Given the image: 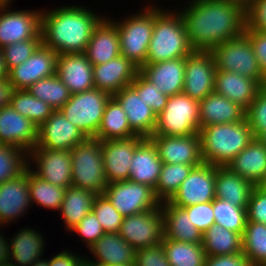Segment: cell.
<instances>
[{
    "mask_svg": "<svg viewBox=\"0 0 266 266\" xmlns=\"http://www.w3.org/2000/svg\"><path fill=\"white\" fill-rule=\"evenodd\" d=\"M181 11L194 51H212L244 33L246 11L225 0H191Z\"/></svg>",
    "mask_w": 266,
    "mask_h": 266,
    "instance_id": "obj_1",
    "label": "cell"
},
{
    "mask_svg": "<svg viewBox=\"0 0 266 266\" xmlns=\"http://www.w3.org/2000/svg\"><path fill=\"white\" fill-rule=\"evenodd\" d=\"M104 18L79 6L41 12L42 43L58 55L85 53L93 29Z\"/></svg>",
    "mask_w": 266,
    "mask_h": 266,
    "instance_id": "obj_2",
    "label": "cell"
},
{
    "mask_svg": "<svg viewBox=\"0 0 266 266\" xmlns=\"http://www.w3.org/2000/svg\"><path fill=\"white\" fill-rule=\"evenodd\" d=\"M199 136L203 163L214 166H227L255 138L246 118L202 127Z\"/></svg>",
    "mask_w": 266,
    "mask_h": 266,
    "instance_id": "obj_3",
    "label": "cell"
},
{
    "mask_svg": "<svg viewBox=\"0 0 266 266\" xmlns=\"http://www.w3.org/2000/svg\"><path fill=\"white\" fill-rule=\"evenodd\" d=\"M156 7H154V27L145 64L187 57L194 50L190 45L180 11L174 13Z\"/></svg>",
    "mask_w": 266,
    "mask_h": 266,
    "instance_id": "obj_4",
    "label": "cell"
},
{
    "mask_svg": "<svg viewBox=\"0 0 266 266\" xmlns=\"http://www.w3.org/2000/svg\"><path fill=\"white\" fill-rule=\"evenodd\" d=\"M72 187L101 195L108 185L103 165L101 141L87 138L71 149Z\"/></svg>",
    "mask_w": 266,
    "mask_h": 266,
    "instance_id": "obj_5",
    "label": "cell"
},
{
    "mask_svg": "<svg viewBox=\"0 0 266 266\" xmlns=\"http://www.w3.org/2000/svg\"><path fill=\"white\" fill-rule=\"evenodd\" d=\"M124 20V21H123ZM112 22L117 26L121 56L126 57L139 69L145 64L154 27V6Z\"/></svg>",
    "mask_w": 266,
    "mask_h": 266,
    "instance_id": "obj_6",
    "label": "cell"
},
{
    "mask_svg": "<svg viewBox=\"0 0 266 266\" xmlns=\"http://www.w3.org/2000/svg\"><path fill=\"white\" fill-rule=\"evenodd\" d=\"M111 97L108 92L93 88L71 94L70 99L59 110L86 138H95Z\"/></svg>",
    "mask_w": 266,
    "mask_h": 266,
    "instance_id": "obj_7",
    "label": "cell"
},
{
    "mask_svg": "<svg viewBox=\"0 0 266 266\" xmlns=\"http://www.w3.org/2000/svg\"><path fill=\"white\" fill-rule=\"evenodd\" d=\"M211 52L217 70L239 73L263 86L265 75L261 71L251 40L245 33L221 43Z\"/></svg>",
    "mask_w": 266,
    "mask_h": 266,
    "instance_id": "obj_8",
    "label": "cell"
},
{
    "mask_svg": "<svg viewBox=\"0 0 266 266\" xmlns=\"http://www.w3.org/2000/svg\"><path fill=\"white\" fill-rule=\"evenodd\" d=\"M199 130V102L182 92L169 96L164 110L157 115L153 135L188 136Z\"/></svg>",
    "mask_w": 266,
    "mask_h": 266,
    "instance_id": "obj_9",
    "label": "cell"
},
{
    "mask_svg": "<svg viewBox=\"0 0 266 266\" xmlns=\"http://www.w3.org/2000/svg\"><path fill=\"white\" fill-rule=\"evenodd\" d=\"M102 194L123 217L161 207L154 188L130 180L109 183Z\"/></svg>",
    "mask_w": 266,
    "mask_h": 266,
    "instance_id": "obj_10",
    "label": "cell"
},
{
    "mask_svg": "<svg viewBox=\"0 0 266 266\" xmlns=\"http://www.w3.org/2000/svg\"><path fill=\"white\" fill-rule=\"evenodd\" d=\"M118 234L135 250L159 245L163 238L162 208L124 217Z\"/></svg>",
    "mask_w": 266,
    "mask_h": 266,
    "instance_id": "obj_11",
    "label": "cell"
},
{
    "mask_svg": "<svg viewBox=\"0 0 266 266\" xmlns=\"http://www.w3.org/2000/svg\"><path fill=\"white\" fill-rule=\"evenodd\" d=\"M183 93L200 102L214 92L216 65L211 51H193L185 57Z\"/></svg>",
    "mask_w": 266,
    "mask_h": 266,
    "instance_id": "obj_12",
    "label": "cell"
},
{
    "mask_svg": "<svg viewBox=\"0 0 266 266\" xmlns=\"http://www.w3.org/2000/svg\"><path fill=\"white\" fill-rule=\"evenodd\" d=\"M216 166L202 163L192 169L169 200L178 207L208 203L215 199Z\"/></svg>",
    "mask_w": 266,
    "mask_h": 266,
    "instance_id": "obj_13",
    "label": "cell"
},
{
    "mask_svg": "<svg viewBox=\"0 0 266 266\" xmlns=\"http://www.w3.org/2000/svg\"><path fill=\"white\" fill-rule=\"evenodd\" d=\"M0 7V48L15 42L42 38L41 10L11 11Z\"/></svg>",
    "mask_w": 266,
    "mask_h": 266,
    "instance_id": "obj_14",
    "label": "cell"
},
{
    "mask_svg": "<svg viewBox=\"0 0 266 266\" xmlns=\"http://www.w3.org/2000/svg\"><path fill=\"white\" fill-rule=\"evenodd\" d=\"M58 54L43 43L32 56L8 71V80L14 90H24L40 79L56 74Z\"/></svg>",
    "mask_w": 266,
    "mask_h": 266,
    "instance_id": "obj_15",
    "label": "cell"
},
{
    "mask_svg": "<svg viewBox=\"0 0 266 266\" xmlns=\"http://www.w3.org/2000/svg\"><path fill=\"white\" fill-rule=\"evenodd\" d=\"M35 164L34 173L45 181L67 188L72 183L71 150H56L34 147L29 153Z\"/></svg>",
    "mask_w": 266,
    "mask_h": 266,
    "instance_id": "obj_16",
    "label": "cell"
},
{
    "mask_svg": "<svg viewBox=\"0 0 266 266\" xmlns=\"http://www.w3.org/2000/svg\"><path fill=\"white\" fill-rule=\"evenodd\" d=\"M144 139L134 136L101 141L104 172L107 183L129 180L130 166L137 145Z\"/></svg>",
    "mask_w": 266,
    "mask_h": 266,
    "instance_id": "obj_17",
    "label": "cell"
},
{
    "mask_svg": "<svg viewBox=\"0 0 266 266\" xmlns=\"http://www.w3.org/2000/svg\"><path fill=\"white\" fill-rule=\"evenodd\" d=\"M87 138L60 110H55L38 127V148L71 150Z\"/></svg>",
    "mask_w": 266,
    "mask_h": 266,
    "instance_id": "obj_18",
    "label": "cell"
},
{
    "mask_svg": "<svg viewBox=\"0 0 266 266\" xmlns=\"http://www.w3.org/2000/svg\"><path fill=\"white\" fill-rule=\"evenodd\" d=\"M38 143V127L10 104L0 108V144L13 145L28 153Z\"/></svg>",
    "mask_w": 266,
    "mask_h": 266,
    "instance_id": "obj_19",
    "label": "cell"
},
{
    "mask_svg": "<svg viewBox=\"0 0 266 266\" xmlns=\"http://www.w3.org/2000/svg\"><path fill=\"white\" fill-rule=\"evenodd\" d=\"M159 158L169 164H202L200 136H163L152 135Z\"/></svg>",
    "mask_w": 266,
    "mask_h": 266,
    "instance_id": "obj_20",
    "label": "cell"
},
{
    "mask_svg": "<svg viewBox=\"0 0 266 266\" xmlns=\"http://www.w3.org/2000/svg\"><path fill=\"white\" fill-rule=\"evenodd\" d=\"M126 113L131 129L139 136L150 138L156 127L157 116L142 97L131 87L112 95Z\"/></svg>",
    "mask_w": 266,
    "mask_h": 266,
    "instance_id": "obj_21",
    "label": "cell"
},
{
    "mask_svg": "<svg viewBox=\"0 0 266 266\" xmlns=\"http://www.w3.org/2000/svg\"><path fill=\"white\" fill-rule=\"evenodd\" d=\"M139 68L124 56L93 66L95 88L113 95L122 88L130 86Z\"/></svg>",
    "mask_w": 266,
    "mask_h": 266,
    "instance_id": "obj_22",
    "label": "cell"
},
{
    "mask_svg": "<svg viewBox=\"0 0 266 266\" xmlns=\"http://www.w3.org/2000/svg\"><path fill=\"white\" fill-rule=\"evenodd\" d=\"M56 75L67 86L71 94L95 88L93 65L84 53L58 55Z\"/></svg>",
    "mask_w": 266,
    "mask_h": 266,
    "instance_id": "obj_23",
    "label": "cell"
},
{
    "mask_svg": "<svg viewBox=\"0 0 266 266\" xmlns=\"http://www.w3.org/2000/svg\"><path fill=\"white\" fill-rule=\"evenodd\" d=\"M139 72L165 95L173 96L183 91L185 57L144 64Z\"/></svg>",
    "mask_w": 266,
    "mask_h": 266,
    "instance_id": "obj_24",
    "label": "cell"
},
{
    "mask_svg": "<svg viewBox=\"0 0 266 266\" xmlns=\"http://www.w3.org/2000/svg\"><path fill=\"white\" fill-rule=\"evenodd\" d=\"M93 66L106 63L121 55L117 26L103 18L93 29L84 53Z\"/></svg>",
    "mask_w": 266,
    "mask_h": 266,
    "instance_id": "obj_25",
    "label": "cell"
},
{
    "mask_svg": "<svg viewBox=\"0 0 266 266\" xmlns=\"http://www.w3.org/2000/svg\"><path fill=\"white\" fill-rule=\"evenodd\" d=\"M31 205L28 188V169L15 179L0 185V226L14 221ZM29 206V207H28Z\"/></svg>",
    "mask_w": 266,
    "mask_h": 266,
    "instance_id": "obj_26",
    "label": "cell"
},
{
    "mask_svg": "<svg viewBox=\"0 0 266 266\" xmlns=\"http://www.w3.org/2000/svg\"><path fill=\"white\" fill-rule=\"evenodd\" d=\"M226 167L254 185H264L266 182V146L258 138H254Z\"/></svg>",
    "mask_w": 266,
    "mask_h": 266,
    "instance_id": "obj_27",
    "label": "cell"
},
{
    "mask_svg": "<svg viewBox=\"0 0 266 266\" xmlns=\"http://www.w3.org/2000/svg\"><path fill=\"white\" fill-rule=\"evenodd\" d=\"M89 249L97 261L86 260L94 266L134 265L136 250L118 233L103 234Z\"/></svg>",
    "mask_w": 266,
    "mask_h": 266,
    "instance_id": "obj_28",
    "label": "cell"
},
{
    "mask_svg": "<svg viewBox=\"0 0 266 266\" xmlns=\"http://www.w3.org/2000/svg\"><path fill=\"white\" fill-rule=\"evenodd\" d=\"M162 164L153 141L150 138H144L134 151L129 180L155 188Z\"/></svg>",
    "mask_w": 266,
    "mask_h": 266,
    "instance_id": "obj_29",
    "label": "cell"
},
{
    "mask_svg": "<svg viewBox=\"0 0 266 266\" xmlns=\"http://www.w3.org/2000/svg\"><path fill=\"white\" fill-rule=\"evenodd\" d=\"M261 87L257 81L239 73L216 69L214 92L238 103L245 110L251 105Z\"/></svg>",
    "mask_w": 266,
    "mask_h": 266,
    "instance_id": "obj_30",
    "label": "cell"
},
{
    "mask_svg": "<svg viewBox=\"0 0 266 266\" xmlns=\"http://www.w3.org/2000/svg\"><path fill=\"white\" fill-rule=\"evenodd\" d=\"M246 110L215 92L199 102L200 128L211 124H227L241 122L245 119Z\"/></svg>",
    "mask_w": 266,
    "mask_h": 266,
    "instance_id": "obj_31",
    "label": "cell"
},
{
    "mask_svg": "<svg viewBox=\"0 0 266 266\" xmlns=\"http://www.w3.org/2000/svg\"><path fill=\"white\" fill-rule=\"evenodd\" d=\"M163 238L186 243H202V233L189 219L188 213L169 201L161 203Z\"/></svg>",
    "mask_w": 266,
    "mask_h": 266,
    "instance_id": "obj_32",
    "label": "cell"
},
{
    "mask_svg": "<svg viewBox=\"0 0 266 266\" xmlns=\"http://www.w3.org/2000/svg\"><path fill=\"white\" fill-rule=\"evenodd\" d=\"M254 187L251 181L232 172L228 167L216 166L215 198L247 208Z\"/></svg>",
    "mask_w": 266,
    "mask_h": 266,
    "instance_id": "obj_33",
    "label": "cell"
},
{
    "mask_svg": "<svg viewBox=\"0 0 266 266\" xmlns=\"http://www.w3.org/2000/svg\"><path fill=\"white\" fill-rule=\"evenodd\" d=\"M41 235L39 231L31 228L19 230L13 239L9 240L11 263L15 266H31L35 261L41 260L46 244Z\"/></svg>",
    "mask_w": 266,
    "mask_h": 266,
    "instance_id": "obj_34",
    "label": "cell"
},
{
    "mask_svg": "<svg viewBox=\"0 0 266 266\" xmlns=\"http://www.w3.org/2000/svg\"><path fill=\"white\" fill-rule=\"evenodd\" d=\"M96 193L76 187H67L59 212L66 228L72 230L89 212L92 211Z\"/></svg>",
    "mask_w": 266,
    "mask_h": 266,
    "instance_id": "obj_35",
    "label": "cell"
},
{
    "mask_svg": "<svg viewBox=\"0 0 266 266\" xmlns=\"http://www.w3.org/2000/svg\"><path fill=\"white\" fill-rule=\"evenodd\" d=\"M134 136L137 134L131 129L126 113L119 103L111 97L106 104L101 124L94 139L106 141Z\"/></svg>",
    "mask_w": 266,
    "mask_h": 266,
    "instance_id": "obj_36",
    "label": "cell"
},
{
    "mask_svg": "<svg viewBox=\"0 0 266 266\" xmlns=\"http://www.w3.org/2000/svg\"><path fill=\"white\" fill-rule=\"evenodd\" d=\"M206 256L232 255L242 252V235L213 224L202 234Z\"/></svg>",
    "mask_w": 266,
    "mask_h": 266,
    "instance_id": "obj_37",
    "label": "cell"
},
{
    "mask_svg": "<svg viewBox=\"0 0 266 266\" xmlns=\"http://www.w3.org/2000/svg\"><path fill=\"white\" fill-rule=\"evenodd\" d=\"M170 266H204L206 253L202 243H186L162 238Z\"/></svg>",
    "mask_w": 266,
    "mask_h": 266,
    "instance_id": "obj_38",
    "label": "cell"
},
{
    "mask_svg": "<svg viewBox=\"0 0 266 266\" xmlns=\"http://www.w3.org/2000/svg\"><path fill=\"white\" fill-rule=\"evenodd\" d=\"M30 166L28 167V188L31 205L32 202L33 204L36 202L41 207L60 210L66 188L55 186L38 177Z\"/></svg>",
    "mask_w": 266,
    "mask_h": 266,
    "instance_id": "obj_39",
    "label": "cell"
},
{
    "mask_svg": "<svg viewBox=\"0 0 266 266\" xmlns=\"http://www.w3.org/2000/svg\"><path fill=\"white\" fill-rule=\"evenodd\" d=\"M201 164L163 163L158 182L154 188L157 198L162 202L169 201L192 169Z\"/></svg>",
    "mask_w": 266,
    "mask_h": 266,
    "instance_id": "obj_40",
    "label": "cell"
},
{
    "mask_svg": "<svg viewBox=\"0 0 266 266\" xmlns=\"http://www.w3.org/2000/svg\"><path fill=\"white\" fill-rule=\"evenodd\" d=\"M242 253L251 265L266 266V225L247 221L242 235Z\"/></svg>",
    "mask_w": 266,
    "mask_h": 266,
    "instance_id": "obj_41",
    "label": "cell"
},
{
    "mask_svg": "<svg viewBox=\"0 0 266 266\" xmlns=\"http://www.w3.org/2000/svg\"><path fill=\"white\" fill-rule=\"evenodd\" d=\"M10 105L37 127L42 125L55 111L49 104L31 95L27 89L14 90Z\"/></svg>",
    "mask_w": 266,
    "mask_h": 266,
    "instance_id": "obj_42",
    "label": "cell"
},
{
    "mask_svg": "<svg viewBox=\"0 0 266 266\" xmlns=\"http://www.w3.org/2000/svg\"><path fill=\"white\" fill-rule=\"evenodd\" d=\"M27 90L31 95L43 100L55 110H59L71 97L69 89L56 74L38 80Z\"/></svg>",
    "mask_w": 266,
    "mask_h": 266,
    "instance_id": "obj_43",
    "label": "cell"
},
{
    "mask_svg": "<svg viewBox=\"0 0 266 266\" xmlns=\"http://www.w3.org/2000/svg\"><path fill=\"white\" fill-rule=\"evenodd\" d=\"M28 159L27 151L13 145L0 144V185L22 175L29 167Z\"/></svg>",
    "mask_w": 266,
    "mask_h": 266,
    "instance_id": "obj_44",
    "label": "cell"
},
{
    "mask_svg": "<svg viewBox=\"0 0 266 266\" xmlns=\"http://www.w3.org/2000/svg\"><path fill=\"white\" fill-rule=\"evenodd\" d=\"M213 215L215 224L243 235L247 223V208L237 207L230 202L215 198Z\"/></svg>",
    "mask_w": 266,
    "mask_h": 266,
    "instance_id": "obj_45",
    "label": "cell"
},
{
    "mask_svg": "<svg viewBox=\"0 0 266 266\" xmlns=\"http://www.w3.org/2000/svg\"><path fill=\"white\" fill-rule=\"evenodd\" d=\"M130 86L138 93L139 97H142L156 116L164 110L169 96L161 92L155 84L148 81L140 72L137 73Z\"/></svg>",
    "mask_w": 266,
    "mask_h": 266,
    "instance_id": "obj_46",
    "label": "cell"
},
{
    "mask_svg": "<svg viewBox=\"0 0 266 266\" xmlns=\"http://www.w3.org/2000/svg\"><path fill=\"white\" fill-rule=\"evenodd\" d=\"M92 211L95 213L105 233L119 232L124 217L103 194L95 197Z\"/></svg>",
    "mask_w": 266,
    "mask_h": 266,
    "instance_id": "obj_47",
    "label": "cell"
},
{
    "mask_svg": "<svg viewBox=\"0 0 266 266\" xmlns=\"http://www.w3.org/2000/svg\"><path fill=\"white\" fill-rule=\"evenodd\" d=\"M41 44L42 38H33L3 47L2 51L6 70L9 71L28 60Z\"/></svg>",
    "mask_w": 266,
    "mask_h": 266,
    "instance_id": "obj_48",
    "label": "cell"
},
{
    "mask_svg": "<svg viewBox=\"0 0 266 266\" xmlns=\"http://www.w3.org/2000/svg\"><path fill=\"white\" fill-rule=\"evenodd\" d=\"M245 118L257 138L266 131V89L261 87L251 105L246 109Z\"/></svg>",
    "mask_w": 266,
    "mask_h": 266,
    "instance_id": "obj_49",
    "label": "cell"
},
{
    "mask_svg": "<svg viewBox=\"0 0 266 266\" xmlns=\"http://www.w3.org/2000/svg\"><path fill=\"white\" fill-rule=\"evenodd\" d=\"M247 221L266 225V187L255 185L247 204Z\"/></svg>",
    "mask_w": 266,
    "mask_h": 266,
    "instance_id": "obj_50",
    "label": "cell"
},
{
    "mask_svg": "<svg viewBox=\"0 0 266 266\" xmlns=\"http://www.w3.org/2000/svg\"><path fill=\"white\" fill-rule=\"evenodd\" d=\"M83 238L87 248L91 247L103 234L104 229L99 223L95 213L89 212L72 230Z\"/></svg>",
    "mask_w": 266,
    "mask_h": 266,
    "instance_id": "obj_51",
    "label": "cell"
},
{
    "mask_svg": "<svg viewBox=\"0 0 266 266\" xmlns=\"http://www.w3.org/2000/svg\"><path fill=\"white\" fill-rule=\"evenodd\" d=\"M183 209L202 234L214 224L213 201L183 207Z\"/></svg>",
    "mask_w": 266,
    "mask_h": 266,
    "instance_id": "obj_52",
    "label": "cell"
},
{
    "mask_svg": "<svg viewBox=\"0 0 266 266\" xmlns=\"http://www.w3.org/2000/svg\"><path fill=\"white\" fill-rule=\"evenodd\" d=\"M134 266H170L162 243L136 250Z\"/></svg>",
    "mask_w": 266,
    "mask_h": 266,
    "instance_id": "obj_53",
    "label": "cell"
},
{
    "mask_svg": "<svg viewBox=\"0 0 266 266\" xmlns=\"http://www.w3.org/2000/svg\"><path fill=\"white\" fill-rule=\"evenodd\" d=\"M244 33L250 38L256 58L261 66V71L266 74V32L250 29L247 25Z\"/></svg>",
    "mask_w": 266,
    "mask_h": 266,
    "instance_id": "obj_54",
    "label": "cell"
},
{
    "mask_svg": "<svg viewBox=\"0 0 266 266\" xmlns=\"http://www.w3.org/2000/svg\"><path fill=\"white\" fill-rule=\"evenodd\" d=\"M246 18L250 29L266 32V0H254L246 11Z\"/></svg>",
    "mask_w": 266,
    "mask_h": 266,
    "instance_id": "obj_55",
    "label": "cell"
},
{
    "mask_svg": "<svg viewBox=\"0 0 266 266\" xmlns=\"http://www.w3.org/2000/svg\"><path fill=\"white\" fill-rule=\"evenodd\" d=\"M247 257L242 253L222 256H206L204 266H250Z\"/></svg>",
    "mask_w": 266,
    "mask_h": 266,
    "instance_id": "obj_56",
    "label": "cell"
},
{
    "mask_svg": "<svg viewBox=\"0 0 266 266\" xmlns=\"http://www.w3.org/2000/svg\"><path fill=\"white\" fill-rule=\"evenodd\" d=\"M81 257L82 256L79 258L77 254H72L67 250L62 251L48 260V266H78V264L84 259Z\"/></svg>",
    "mask_w": 266,
    "mask_h": 266,
    "instance_id": "obj_57",
    "label": "cell"
},
{
    "mask_svg": "<svg viewBox=\"0 0 266 266\" xmlns=\"http://www.w3.org/2000/svg\"><path fill=\"white\" fill-rule=\"evenodd\" d=\"M13 91V85L9 82L8 78L0 80V108L10 104Z\"/></svg>",
    "mask_w": 266,
    "mask_h": 266,
    "instance_id": "obj_58",
    "label": "cell"
},
{
    "mask_svg": "<svg viewBox=\"0 0 266 266\" xmlns=\"http://www.w3.org/2000/svg\"><path fill=\"white\" fill-rule=\"evenodd\" d=\"M5 236L0 232V264L10 261V243L6 242Z\"/></svg>",
    "mask_w": 266,
    "mask_h": 266,
    "instance_id": "obj_59",
    "label": "cell"
},
{
    "mask_svg": "<svg viewBox=\"0 0 266 266\" xmlns=\"http://www.w3.org/2000/svg\"><path fill=\"white\" fill-rule=\"evenodd\" d=\"M5 78H8V71L5 67L3 51L0 48V80Z\"/></svg>",
    "mask_w": 266,
    "mask_h": 266,
    "instance_id": "obj_60",
    "label": "cell"
},
{
    "mask_svg": "<svg viewBox=\"0 0 266 266\" xmlns=\"http://www.w3.org/2000/svg\"><path fill=\"white\" fill-rule=\"evenodd\" d=\"M225 1L237 4L240 7H242L245 11H247L254 2V0H225Z\"/></svg>",
    "mask_w": 266,
    "mask_h": 266,
    "instance_id": "obj_61",
    "label": "cell"
},
{
    "mask_svg": "<svg viewBox=\"0 0 266 266\" xmlns=\"http://www.w3.org/2000/svg\"><path fill=\"white\" fill-rule=\"evenodd\" d=\"M31 266H48V260H38V261H35Z\"/></svg>",
    "mask_w": 266,
    "mask_h": 266,
    "instance_id": "obj_62",
    "label": "cell"
},
{
    "mask_svg": "<svg viewBox=\"0 0 266 266\" xmlns=\"http://www.w3.org/2000/svg\"><path fill=\"white\" fill-rule=\"evenodd\" d=\"M257 138L266 146V131L262 132Z\"/></svg>",
    "mask_w": 266,
    "mask_h": 266,
    "instance_id": "obj_63",
    "label": "cell"
},
{
    "mask_svg": "<svg viewBox=\"0 0 266 266\" xmlns=\"http://www.w3.org/2000/svg\"><path fill=\"white\" fill-rule=\"evenodd\" d=\"M78 266H94L91 262L87 261L86 258H84Z\"/></svg>",
    "mask_w": 266,
    "mask_h": 266,
    "instance_id": "obj_64",
    "label": "cell"
},
{
    "mask_svg": "<svg viewBox=\"0 0 266 266\" xmlns=\"http://www.w3.org/2000/svg\"><path fill=\"white\" fill-rule=\"evenodd\" d=\"M11 0H0V7L2 6H8Z\"/></svg>",
    "mask_w": 266,
    "mask_h": 266,
    "instance_id": "obj_65",
    "label": "cell"
},
{
    "mask_svg": "<svg viewBox=\"0 0 266 266\" xmlns=\"http://www.w3.org/2000/svg\"><path fill=\"white\" fill-rule=\"evenodd\" d=\"M0 266H15L11 263V261H8L7 263H1Z\"/></svg>",
    "mask_w": 266,
    "mask_h": 266,
    "instance_id": "obj_66",
    "label": "cell"
},
{
    "mask_svg": "<svg viewBox=\"0 0 266 266\" xmlns=\"http://www.w3.org/2000/svg\"><path fill=\"white\" fill-rule=\"evenodd\" d=\"M110 266H134V265H118V264H114V265H110Z\"/></svg>",
    "mask_w": 266,
    "mask_h": 266,
    "instance_id": "obj_67",
    "label": "cell"
},
{
    "mask_svg": "<svg viewBox=\"0 0 266 266\" xmlns=\"http://www.w3.org/2000/svg\"><path fill=\"white\" fill-rule=\"evenodd\" d=\"M262 87H264L265 89H266V74H265V80H264V84H263V86Z\"/></svg>",
    "mask_w": 266,
    "mask_h": 266,
    "instance_id": "obj_68",
    "label": "cell"
}]
</instances>
